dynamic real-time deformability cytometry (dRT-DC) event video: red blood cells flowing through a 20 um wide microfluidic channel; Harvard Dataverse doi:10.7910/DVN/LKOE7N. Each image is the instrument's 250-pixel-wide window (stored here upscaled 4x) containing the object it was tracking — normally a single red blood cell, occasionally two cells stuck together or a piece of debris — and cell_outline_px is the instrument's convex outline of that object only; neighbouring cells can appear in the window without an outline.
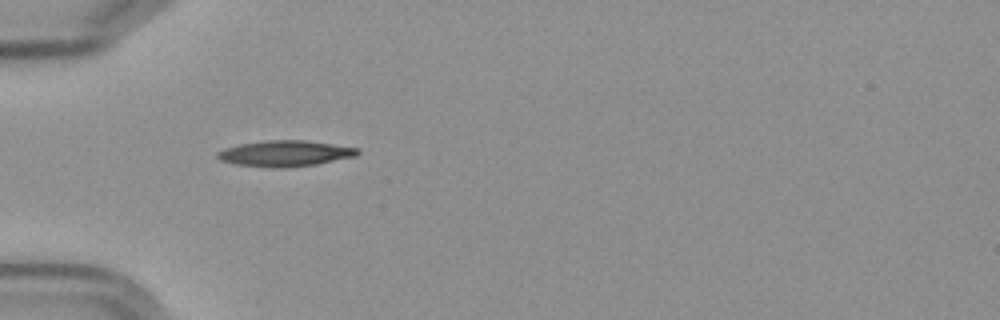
{"species": "Egyptian fruit bat (a non-hibernating species)", "species_latin": "Rousettus aegyptiacus", "temperature_condition": "cold", "stored_images_in_passage": 40, "camera_frame_rate_fps": 3000, "um_per_image_px": 0.085, "frame": {"image": 1, "passage_image": 1, "time_ms": 0.0, "image_size_px": [1000, 320], "cell_outline_px": [[360, 152], [356, 156], [316, 164], [288, 168], [272, 168], [236, 164], [220, 160], [216, 156], [216, 152], [224, 148], [240, 144], [268, 140], [304, 140], [360, 148]], "centroid_in_image_um": [24.23, 13.05], "position_along_channel_um": 60.8, "area_um2": 21.21}}
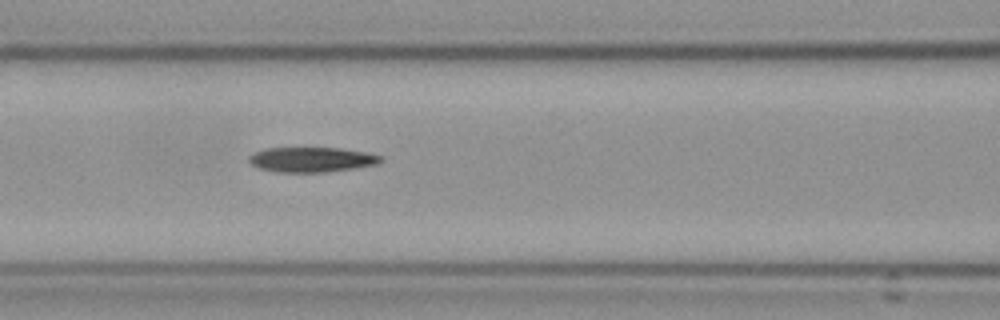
{"frame": {"image": 2, "passage_image": 8, "time_ms": 2.333, "image_size_px": [1000, 320], "cell_outline_px": [[380, 160], [376, 164], [352, 168], [324, 172], [276, 172], [260, 168], [252, 164], [248, 160], [248, 156], [264, 148], [340, 148], [364, 152], [380, 156]], "centroid_in_image_um": [26.41, 13.56], "position_along_channel_um": 140.2, "area_um2": 18.79}}
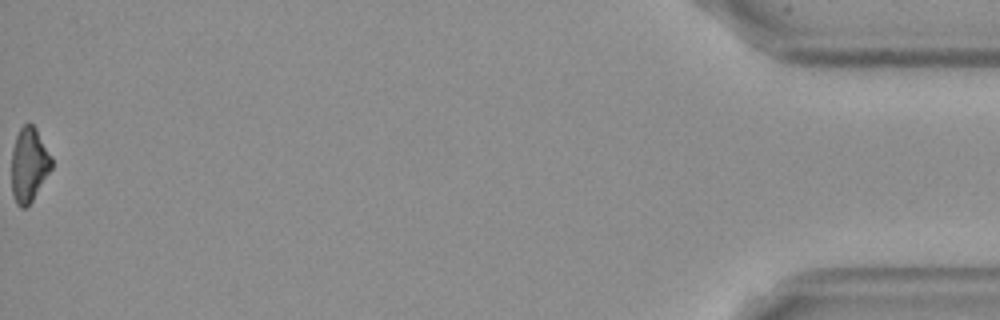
{"frame": {"image": 3, "passage_image": 40, "time_ms": 13.0, "image_size_px": [1000, 320], "cell_outline_px": [[52, 168], [32, 200], [24, 208], [20, 208], [16, 204], [12, 192], [12, 148], [16, 136], [20, 128], [24, 124], [32, 124], [36, 128], [52, 156]], "centroid_in_image_um": [2.47, 13.99], "position_along_channel_um": 432.7, "area_um2": 17.28}}